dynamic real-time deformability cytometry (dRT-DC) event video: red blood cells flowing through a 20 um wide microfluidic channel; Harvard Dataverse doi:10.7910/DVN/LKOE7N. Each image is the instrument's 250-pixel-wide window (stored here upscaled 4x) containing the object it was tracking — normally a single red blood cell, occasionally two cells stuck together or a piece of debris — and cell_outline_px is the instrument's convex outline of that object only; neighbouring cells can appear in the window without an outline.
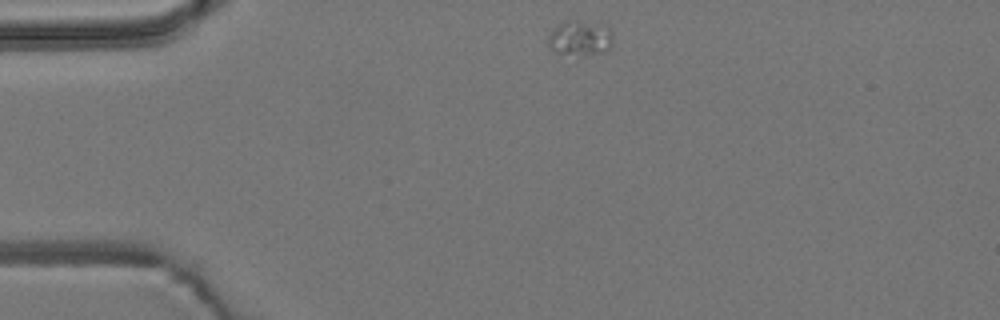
{"species": "common noctule bat (a hibernating species)", "species_latin": "Nyctalus noctula", "temperature_condition": "room temperature", "stored_images_in_passage": 45, "camera_frame_rate_fps": 3000, "um_per_image_px": 0.085, "animal": {"sex": "male", "body_mass_g": 19.2, "forearm_length_mm": 51.8}, "frame": {"image": 1, "passage_image": 1, "time_ms": 0.0, "image_size_px": [1000, 320], "cell_outline_px": [[612, 44], [608, 52], [552, 52], [548, 44], [548, 36], [556, 24], [564, 20], [576, 20], [604, 24], [612, 32]], "centroid_in_image_um": [49.3, 3.16], "position_along_channel_um": 35.7, "area_um2": 13.01}}
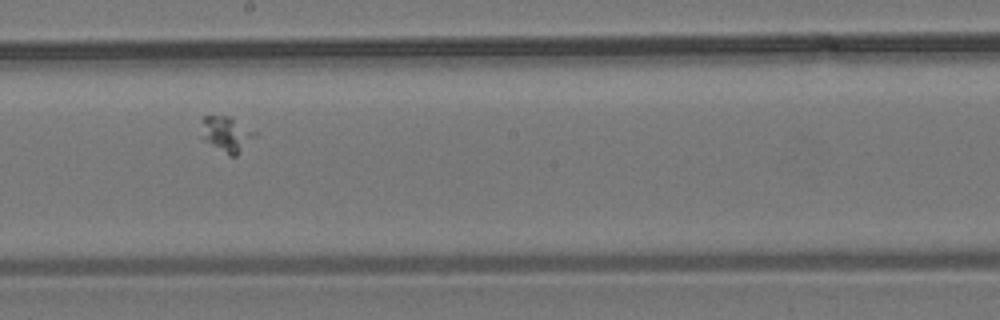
{"frame": {"image": 2, "passage_image": 20, "time_ms": 6.333, "image_size_px": [1000, 320], "cell_outline_px": [[256, 136], [236, 156], [228, 156], [204, 140], [200, 136], [204, 116], [228, 116], [256, 132]], "centroid_in_image_um": [19.24, 11.42], "position_along_channel_um": 229.0, "area_um2": 10.92}}